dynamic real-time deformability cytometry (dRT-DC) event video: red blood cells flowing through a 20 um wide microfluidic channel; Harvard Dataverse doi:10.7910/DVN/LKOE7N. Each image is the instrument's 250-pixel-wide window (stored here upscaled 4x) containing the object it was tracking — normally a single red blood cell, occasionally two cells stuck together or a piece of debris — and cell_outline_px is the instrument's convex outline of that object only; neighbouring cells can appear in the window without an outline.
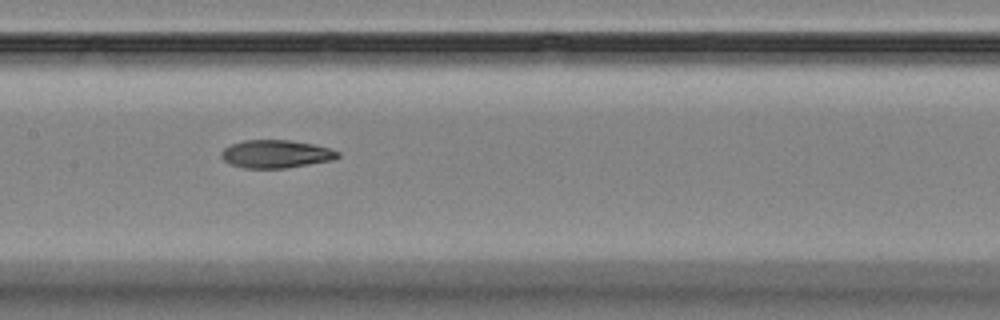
{"species": "Egyptian fruit bat (a non-hibernating species)", "species_latin": "Rousettus aegyptiacus", "temperature_condition": "room temperature", "stored_images_in_passage": 8, "camera_frame_rate_fps": 3000, "um_per_image_px": 0.085, "animal": {"sex": "female"}, "frame": {"image": 1, "passage_image": 7, "time_ms": 9.667, "image_size_px": [1000, 320], "cell_outline_px": [[340, 156], [332, 160], [284, 168], [244, 168], [228, 164], [220, 156], [220, 152], [224, 148], [232, 144], [244, 140], [288, 140], [312, 144], [328, 148], [340, 152]], "centroid_in_image_um": [23.41, 13.09], "position_along_channel_um": 184.0, "area_um2": 18.9}}
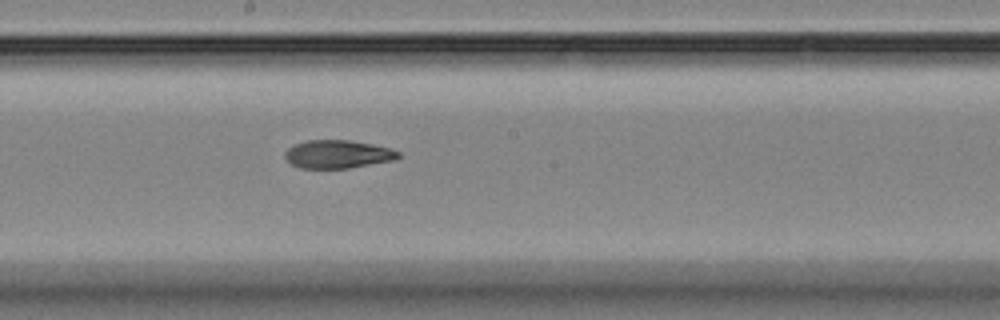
{"frame": {"image": 2, "passage_image": 8, "time_ms": 10.667, "image_size_px": [1000, 320], "cell_outline_px": [[400, 156], [396, 160], [348, 168], [300, 168], [292, 164], [284, 156], [284, 152], [288, 148], [296, 144], [308, 140], [352, 140], [372, 144], [388, 148], [400, 152]], "centroid_in_image_um": [28.72, 13.11], "position_along_channel_um": 219.5, "area_um2": 18.55}}